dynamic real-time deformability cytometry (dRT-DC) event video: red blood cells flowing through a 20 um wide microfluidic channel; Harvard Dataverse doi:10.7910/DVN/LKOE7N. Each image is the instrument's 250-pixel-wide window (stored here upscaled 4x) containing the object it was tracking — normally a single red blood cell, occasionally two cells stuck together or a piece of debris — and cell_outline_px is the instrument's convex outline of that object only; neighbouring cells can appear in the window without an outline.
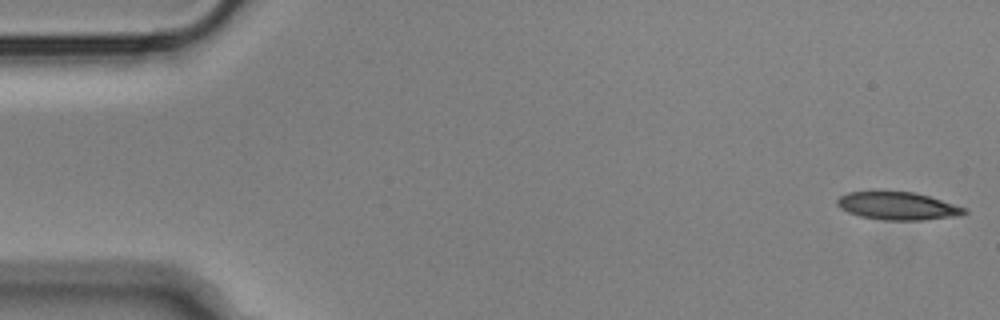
{"species": "Egyptian fruit bat (a non-hibernating species)", "species_latin": "Rousettus aegyptiacus", "temperature_condition": "cold", "stored_images_in_passage": 54, "camera_frame_rate_fps": 3000, "um_per_image_px": 0.085, "animal": {"sex": "male"}, "frame": {"image": 1, "passage_image": 1, "time_ms": 0.0, "image_size_px": [1000, 320], "cell_outline_px": [[968, 212], [960, 216], [924, 220], [884, 220], [860, 216], [848, 212], [840, 208], [836, 204], [836, 200], [840, 196], [848, 192], [912, 192], [928, 196], [968, 208]], "centroid_in_image_um": [76.34, 17.52], "position_along_channel_um": 8.7, "area_um2": 20.58}}
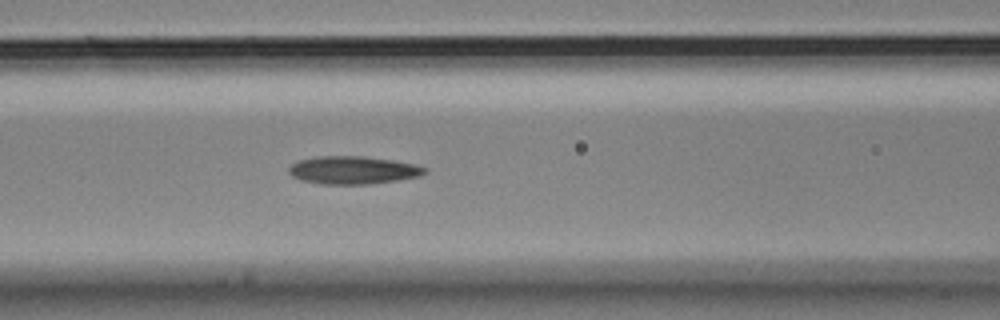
{"frame": {"image": 2, "passage_image": 22, "time_ms": 7.0, "image_size_px": [1000, 320], "cell_outline_px": [[428, 172], [420, 176], [400, 180], [368, 184], [320, 184], [300, 180], [292, 176], [288, 172], [288, 168], [292, 164], [300, 160], [316, 156], [360, 156], [392, 160], [416, 164], [428, 168]], "centroid_in_image_um": [30.03, 14.46], "position_along_channel_um": 136.6, "area_um2": 22.25}}
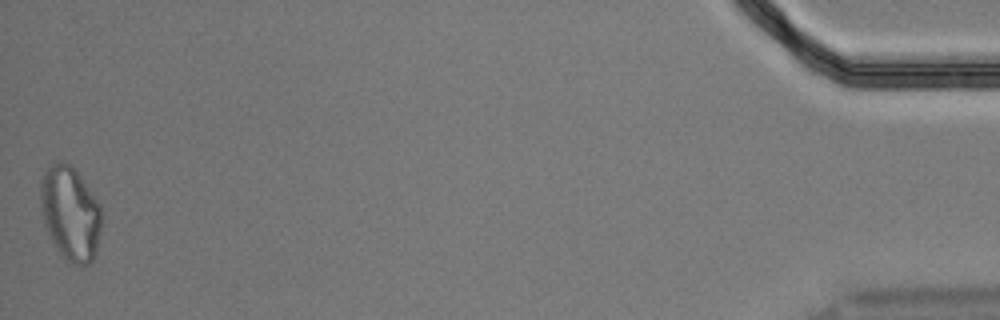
{"frame": {"image": 3, "passage_image": 54, "time_ms": 17.667, "image_size_px": [1000, 320], "cell_outline_px": [[100, 228], [96, 252], [92, 260], [88, 264], [72, 264], [64, 260], [56, 248], [44, 224], [40, 204], [40, 184], [44, 172], [52, 164], [60, 160], [72, 164], [76, 168], [100, 204]], "centroid_in_image_um": [5.96, 18.1], "position_along_channel_um": 429.2, "area_um2": 33.58}, "authors_computed_cell_mechanics": {"area_um2": 21.6461, "velocity_mm_per_s": 3.6305, "shape_relaxation_time_tau1_ms": 6.2916, "shape_relaxation_time_tau2_ms": 5.6469, "deformation_change_tau1": 0.1717, "deformation_change_tau2": 0.162}}